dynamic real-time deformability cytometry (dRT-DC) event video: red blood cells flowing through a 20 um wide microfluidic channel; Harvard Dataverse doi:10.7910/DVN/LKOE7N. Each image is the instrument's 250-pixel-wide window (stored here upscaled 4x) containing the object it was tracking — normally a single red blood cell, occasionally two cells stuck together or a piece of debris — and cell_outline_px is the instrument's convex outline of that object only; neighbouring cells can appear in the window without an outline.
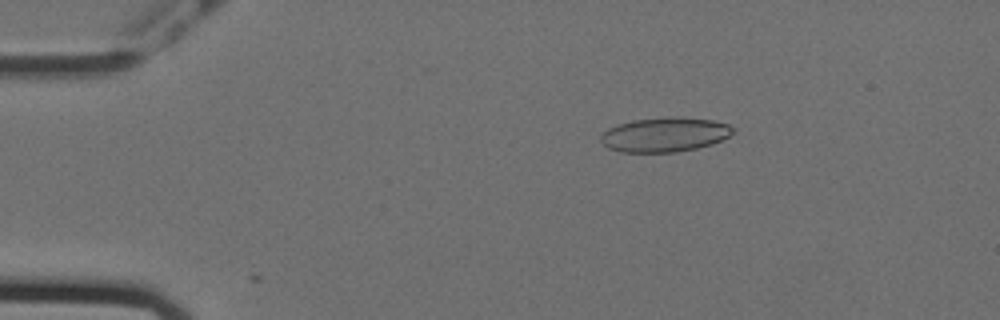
{"species": "Egyptian fruit bat (a non-hibernating species)", "species_latin": "Rousettus aegyptiacus", "temperature_condition": "cold", "stored_images_in_passage": 10, "camera_frame_rate_fps": 3000, "um_per_image_px": 0.085, "animal": {"sex": "female"}, "frame": {"image": 1, "passage_image": 10, "time_ms": 3.0, "image_size_px": [1000, 320], "cell_outline_px": [[736, 132], [712, 144], [696, 148], [676, 152], [620, 152], [608, 148], [600, 140], [600, 136], [608, 128], [632, 120], [712, 120], [728, 124], [736, 128]], "centroid_in_image_um": [56.49, 11.5], "position_along_channel_um": 28.5, "area_um2": 25.43}}